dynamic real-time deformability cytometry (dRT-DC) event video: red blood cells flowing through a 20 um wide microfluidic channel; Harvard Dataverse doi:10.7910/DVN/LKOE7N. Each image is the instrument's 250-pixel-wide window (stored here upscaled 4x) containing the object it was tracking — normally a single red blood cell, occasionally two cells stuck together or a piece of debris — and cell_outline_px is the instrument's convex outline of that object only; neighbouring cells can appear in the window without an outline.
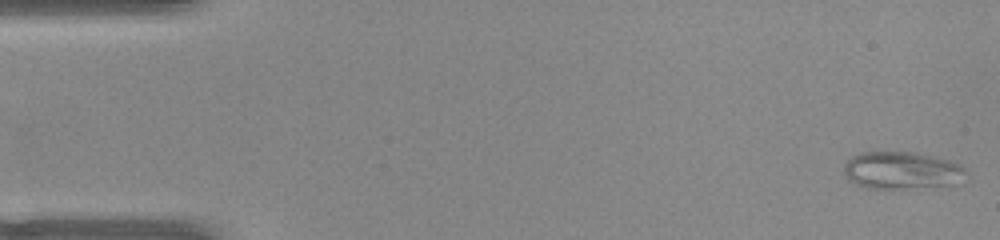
{"species": "common noctule bat (a hibernating species)", "species_latin": "Nyctalus noctula", "temperature_condition": "warm", "stored_images_in_passage": 51, "camera_frame_rate_fps": 3000, "um_per_image_px": 0.085, "animal": {"sex": "female", "body_mass_g": 22.0, "forearm_length_mm": 56.7}, "frame": {"image": 1, "passage_image": 1, "time_ms": 0.0, "image_size_px": [1000, 240], "cell_outline_px": [[964, 172], [952, 184], [900, 192], [864, 188], [848, 180], [844, 172], [844, 164], [852, 156], [860, 152], [916, 152], [936, 156], [960, 164], [964, 168]], "centroid_in_image_um": [76.57, 14.53], "position_along_channel_um": 8.4, "area_um2": 27.4}}
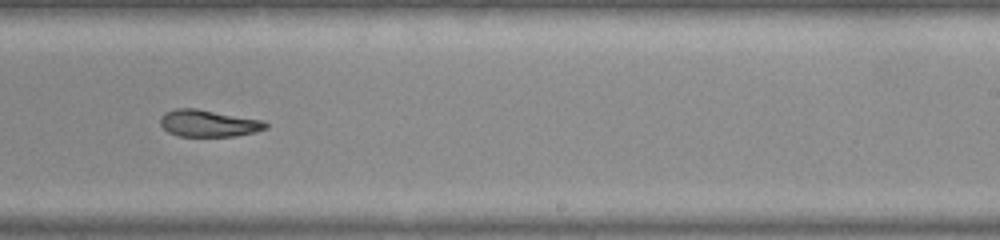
{"frame": {"image": 2, "passage_image": 31, "time_ms": 10.0, "image_size_px": [1000, 240], "cell_outline_px": [[268, 128], [256, 132], [236, 136], [176, 136], [168, 132], [160, 124], [160, 116], [164, 112], [176, 108], [196, 108], [264, 120], [268, 124]], "centroid_in_image_um": [17.72, 10.48], "position_along_channel_um": 271.3, "area_um2": 16.76}}
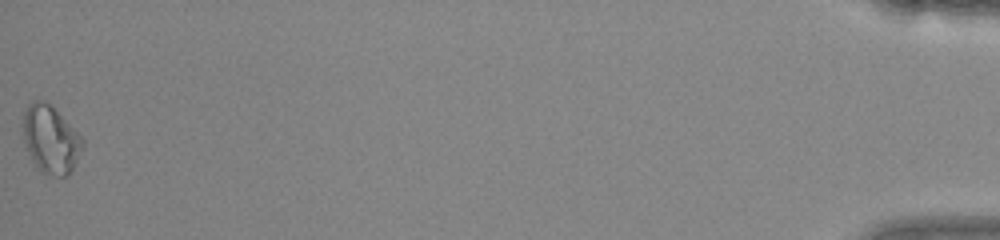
{"frame": {"image": 3, "passage_image": 51, "time_ms": 16.667, "image_size_px": [1000, 240], "cell_outline_px": [[84, 148], [68, 176], [52, 176], [40, 172], [32, 160], [24, 144], [24, 112], [28, 104], [36, 100], [44, 100], [84, 140]], "centroid_in_image_um": [4.3, 11.91], "position_along_channel_um": 430.9, "area_um2": 23.06}}